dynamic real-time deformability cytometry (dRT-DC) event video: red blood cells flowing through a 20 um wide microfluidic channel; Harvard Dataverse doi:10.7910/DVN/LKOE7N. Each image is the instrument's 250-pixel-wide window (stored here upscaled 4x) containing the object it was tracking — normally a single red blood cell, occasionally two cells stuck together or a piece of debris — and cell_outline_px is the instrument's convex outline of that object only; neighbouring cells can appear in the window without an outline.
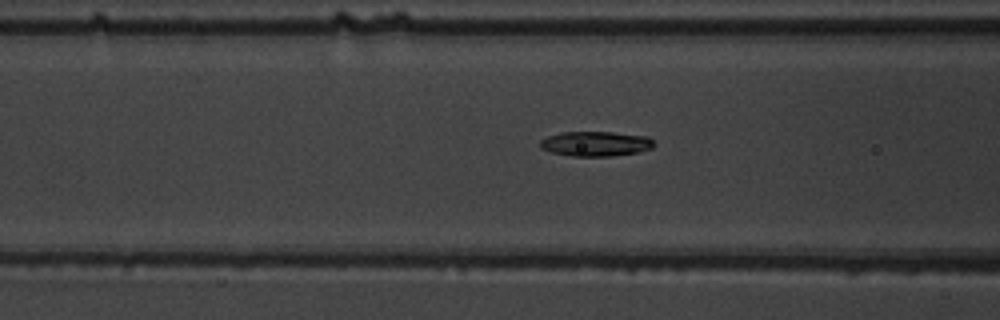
{"species": "common noctule bat (a hibernating species)", "species_latin": "Nyctalus noctula", "temperature_condition": "warm", "stored_images_in_passage": 38, "camera_frame_rate_fps": 3000, "um_per_image_px": 0.085, "animal": {"sex": "male", "body_mass_g": 19.5, "forearm_length_mm": 54.6}, "frame": {"image": 1, "passage_image": 11, "time_ms": 3.333, "image_size_px": [1000, 320], "cell_outline_px": [[656, 144], [652, 148], [636, 152], [612, 156], [572, 156], [552, 152], [540, 148], [540, 140], [548, 136], [564, 132], [612, 132], [648, 136]], "centroid_in_image_um": [50.64, 12.21], "position_along_channel_um": 116.0, "area_um2": 16.42}}
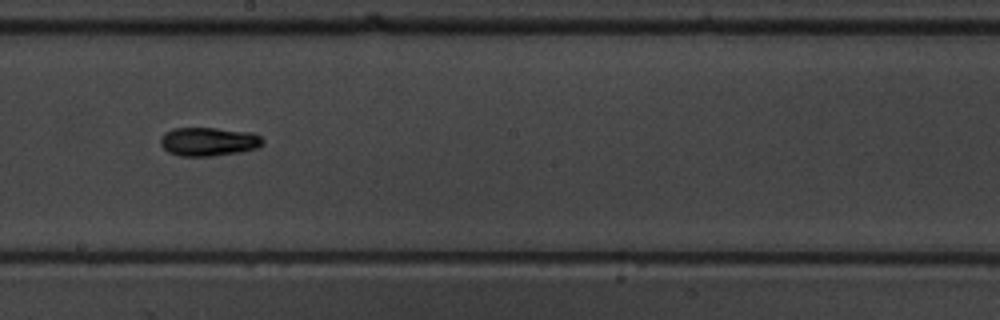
{"frame": {"image": 2, "passage_image": 20, "time_ms": 6.333, "image_size_px": [1000, 320], "cell_outline_px": [[264, 144], [260, 148], [240, 152], [212, 156], [180, 156], [168, 152], [160, 144], [160, 136], [164, 132], [172, 128], [216, 128], [252, 132], [260, 136], [264, 140]], "centroid_in_image_um": [17.74, 12.03], "position_along_channel_um": 230.5, "area_um2": 17.4}}
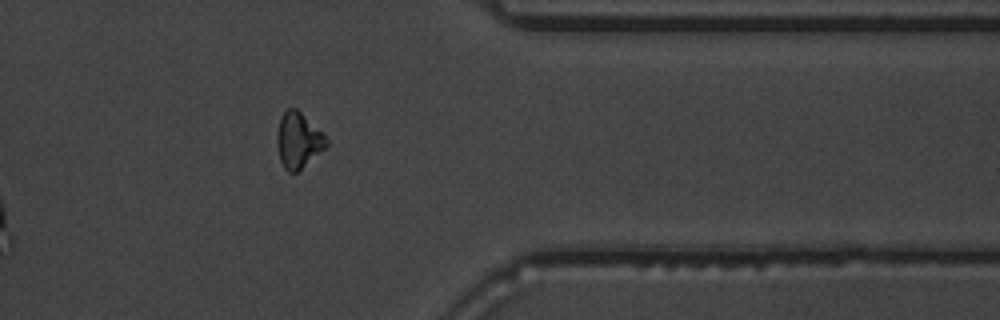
{"frame": {"image": 3, "passage_image": 33, "time_ms": 10.667, "image_size_px": [1000, 320], "cell_outline_px": [[328, 148], [296, 172], [288, 172], [284, 168], [280, 160], [276, 144], [276, 136], [280, 116], [288, 108], [296, 108], [328, 140]], "centroid_in_image_um": [25.34, 11.95], "position_along_channel_um": 386.1, "area_um2": 15.95}}